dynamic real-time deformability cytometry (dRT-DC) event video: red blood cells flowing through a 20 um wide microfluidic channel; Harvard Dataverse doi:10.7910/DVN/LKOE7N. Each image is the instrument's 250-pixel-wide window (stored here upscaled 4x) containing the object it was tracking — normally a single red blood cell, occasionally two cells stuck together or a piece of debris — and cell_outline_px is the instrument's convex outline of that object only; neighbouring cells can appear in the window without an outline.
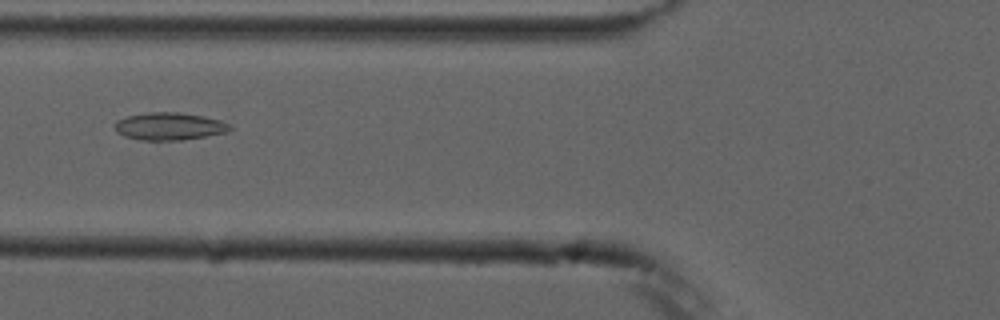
{"species": "common noctule bat (a hibernating species)", "species_latin": "Nyctalus noctula", "temperature_condition": "cold", "stored_images_in_passage": 2, "camera_frame_rate_fps": 3000, "um_per_image_px": 0.085, "animal": {"sex": "male", "forearm_length_mm": 52.5}, "frame": {"image": 1, "passage_image": 2, "time_ms": 1.333, "image_size_px": [1000, 320], "cell_outline_px": [[232, 128], [228, 132], [184, 140], [140, 140], [124, 136], [116, 132], [112, 124], [116, 120], [128, 116], [148, 112], [176, 112], [204, 116], [220, 120], [232, 124]], "centroid_in_image_um": [14.38, 10.74], "position_along_channel_um": 111.4, "area_um2": 18.73}}